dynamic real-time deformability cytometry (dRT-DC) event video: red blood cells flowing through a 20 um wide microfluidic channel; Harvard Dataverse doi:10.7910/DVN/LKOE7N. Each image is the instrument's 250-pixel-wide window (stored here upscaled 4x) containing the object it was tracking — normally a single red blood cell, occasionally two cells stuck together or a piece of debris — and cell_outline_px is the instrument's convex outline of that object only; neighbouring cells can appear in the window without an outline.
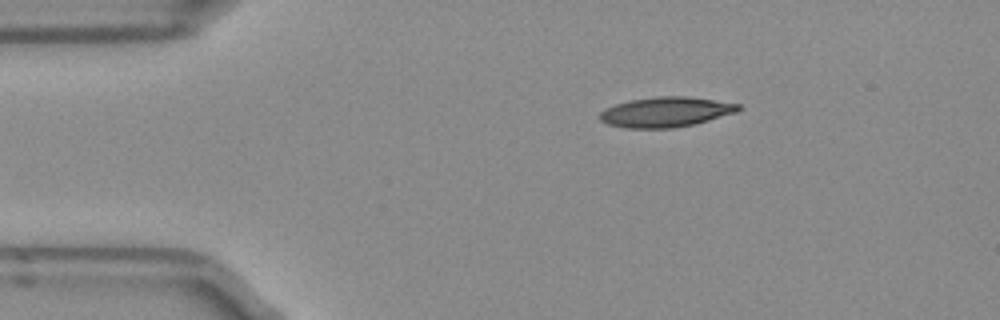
{"species": "Egyptian fruit bat (a non-hibernating species)", "species_latin": "Rousettus aegyptiacus", "temperature_condition": "room temperature", "stored_images_in_passage": 43, "camera_frame_rate_fps": 3000, "um_per_image_px": 0.085, "frame": {"image": 1, "passage_image": 1, "time_ms": 0.0, "image_size_px": [1000, 320], "cell_outline_px": [[744, 108], [736, 112], [708, 120], [692, 124], [672, 128], [624, 128], [608, 124], [600, 120], [600, 112], [616, 104], [628, 100], [656, 96], [688, 96], [740, 104]], "centroid_in_image_um": [56.6, 9.51], "position_along_channel_um": 28.4, "area_um2": 24.16}}
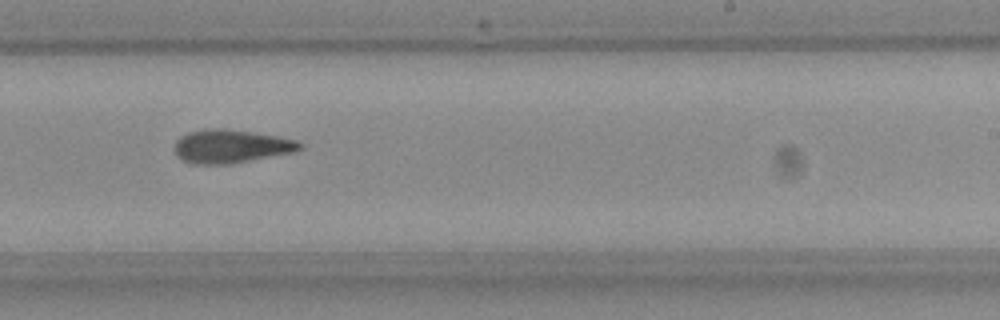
{"frame": {"image": 2, "passage_image": 23, "time_ms": 7.333, "image_size_px": [1000, 320], "cell_outline_px": [[304, 148], [292, 152], [228, 164], [188, 164], [176, 156], [176, 140], [180, 136], [188, 132], [204, 128], [224, 128], [276, 136], [296, 140], [304, 144]], "centroid_in_image_um": [19.59, 12.43], "position_along_channel_um": 269.4, "area_um2": 24.33}}
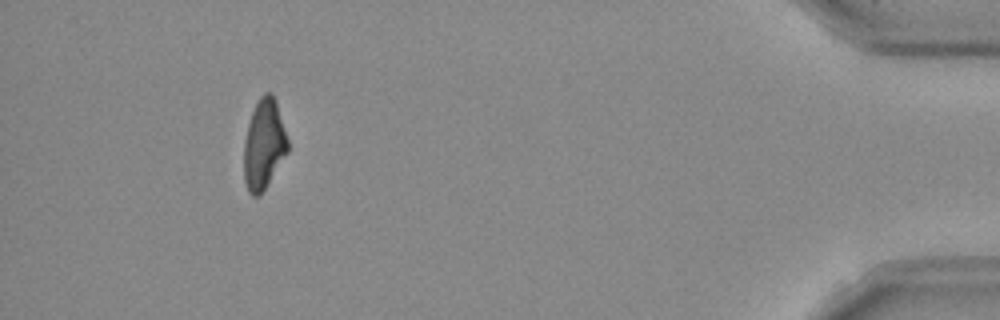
{"frame": {"image": 3, "passage_image": 39, "time_ms": 12.667, "image_size_px": [1000, 320], "cell_outline_px": [[288, 152], [264, 188], [256, 196], [252, 196], [248, 192], [244, 180], [244, 140], [248, 124], [252, 112], [260, 96], [264, 92], [272, 92], [276, 100], [288, 140]], "centroid_in_image_um": [22.42, 12.23], "position_along_channel_um": 412.8, "area_um2": 22.77}, "authors_computed_cell_mechanics": {"area_um2": 24.1026, "velocity_mm_per_s": 3.9609, "shape_relaxation_time_tau1_ms": 9.6018, "shape_relaxation_time_tau2_ms": null, "deformation_change_tau1": 0.2521, "deformation_change_tau2": null}}